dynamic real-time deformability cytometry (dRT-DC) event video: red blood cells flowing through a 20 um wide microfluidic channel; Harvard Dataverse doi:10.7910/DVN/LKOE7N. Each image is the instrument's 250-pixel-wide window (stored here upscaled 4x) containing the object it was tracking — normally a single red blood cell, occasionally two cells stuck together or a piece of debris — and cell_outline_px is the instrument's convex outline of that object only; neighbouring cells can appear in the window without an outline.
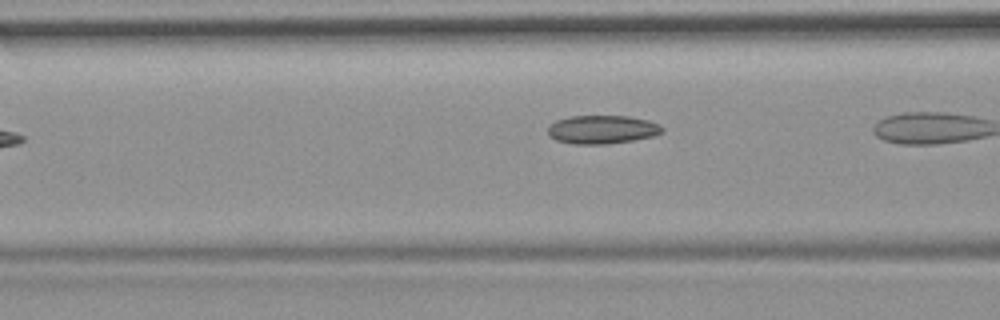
{"species": "common noctule bat (a hibernating species)", "species_latin": "Nyctalus noctula", "temperature_condition": "room temperature", "stored_images_in_passage": 7, "camera_frame_rate_fps": 3000, "um_per_image_px": 0.085, "animal": {"sex": "female", "body_mass_g": 19.9}, "frame": {"image": 1, "passage_image": 5, "time_ms": 1.333, "image_size_px": [1000, 320], "cell_outline_px": [[664, 132], [652, 136], [632, 140], [608, 144], [572, 144], [556, 140], [548, 136], [548, 128], [556, 120], [568, 116], [628, 116], [648, 120], [660, 124], [664, 128]], "centroid_in_image_um": [51.18, 11.01], "position_along_channel_um": 115.4, "area_um2": 19.07}}